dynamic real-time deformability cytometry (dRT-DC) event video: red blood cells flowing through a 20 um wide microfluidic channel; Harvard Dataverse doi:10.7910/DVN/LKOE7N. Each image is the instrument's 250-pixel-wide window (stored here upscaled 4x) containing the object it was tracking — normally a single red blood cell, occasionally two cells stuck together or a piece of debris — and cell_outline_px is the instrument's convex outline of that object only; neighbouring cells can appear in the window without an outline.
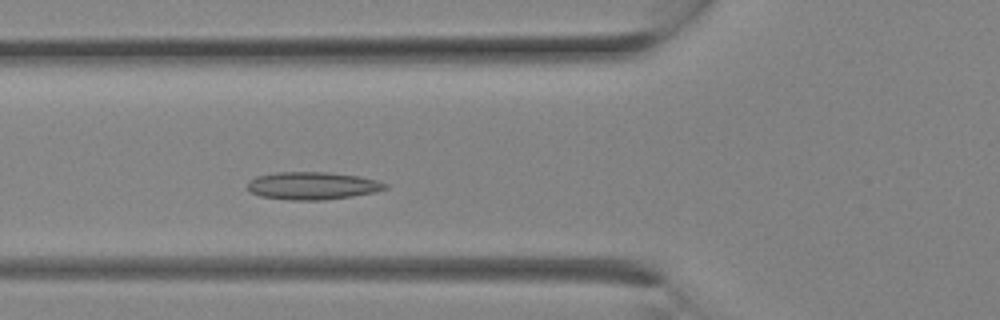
{"species": "Egyptian fruit bat (a non-hibernating species)", "species_latin": "Rousettus aegyptiacus", "temperature_condition": "room temperature", "stored_images_in_passage": 7, "camera_frame_rate_fps": 3000, "um_per_image_px": 0.085, "animal": {"sex": "female"}, "frame": {"image": 1, "passage_image": 7, "time_ms": 2.0, "image_size_px": [1000, 320], "cell_outline_px": [[388, 188], [376, 192], [352, 196], [324, 200], [292, 200], [260, 196], [248, 192], [248, 180], [256, 176], [276, 172], [328, 172], [360, 176], [376, 180], [388, 184]], "centroid_in_image_um": [26.55, 15.78], "position_along_channel_um": 99.2, "area_um2": 22.37}}